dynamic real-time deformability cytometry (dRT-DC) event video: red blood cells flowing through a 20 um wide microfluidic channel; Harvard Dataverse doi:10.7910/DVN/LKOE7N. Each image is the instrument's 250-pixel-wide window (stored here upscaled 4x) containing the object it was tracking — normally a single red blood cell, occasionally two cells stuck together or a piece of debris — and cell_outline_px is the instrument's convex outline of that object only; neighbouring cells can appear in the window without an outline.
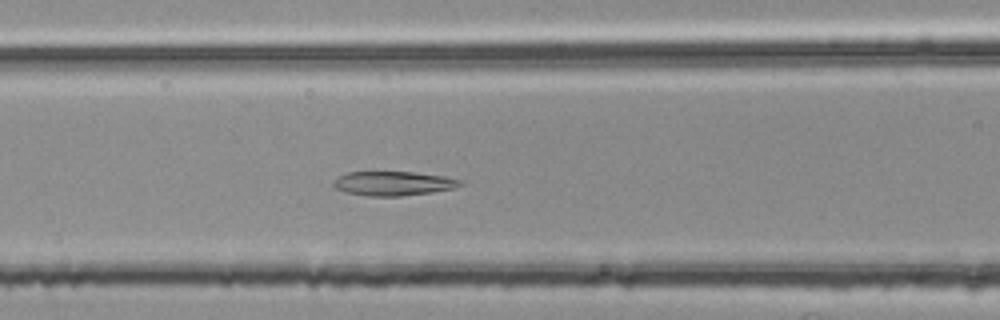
{"species": "common noctule bat (a hibernating species)", "species_latin": "Nyctalus noctula", "temperature_condition": "room temperature", "stored_images_in_passage": 49, "camera_frame_rate_fps": 3000, "um_per_image_px": 0.085, "animal": {"sex": "female", "body_mass_g": 25.1}, "frame": {"image": 1, "passage_image": 19, "time_ms": 6.0, "image_size_px": [1000, 320], "cell_outline_px": [[464, 184], [456, 188], [432, 192], [400, 196], [368, 196], [348, 192], [336, 188], [332, 184], [340, 176], [348, 172], [412, 172], [444, 176], [464, 180]], "centroid_in_image_um": [33.52, 15.59], "position_along_channel_um": 133.1, "area_um2": 17.8}}
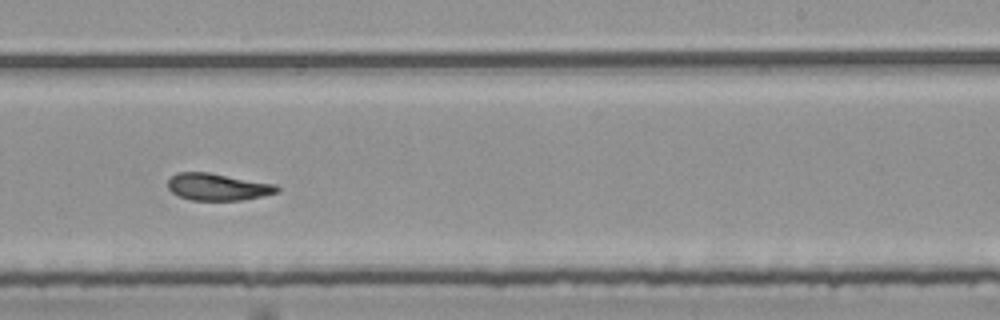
{"frame": {"image": 2, "passage_image": 30, "time_ms": 9.667, "image_size_px": [1000, 320], "cell_outline_px": [[280, 192], [264, 196], [240, 200], [192, 200], [180, 196], [172, 192], [168, 188], [168, 180], [176, 172], [208, 172], [276, 184], [280, 188]], "centroid_in_image_um": [18.54, 15.88], "position_along_channel_um": 270.5, "area_um2": 17.22}}
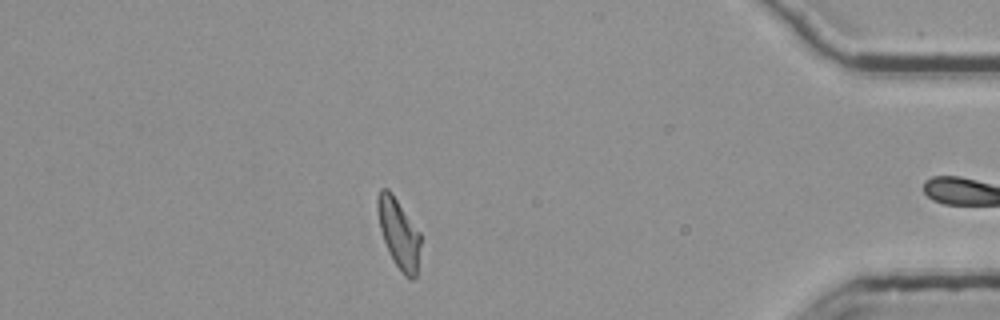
{"frame": {"image": 3, "passage_image": 44, "time_ms": 14.333, "image_size_px": [1000, 320], "cell_outline_px": [[420, 244], [416, 276], [412, 280], [408, 280], [404, 276], [392, 260], [384, 240], [380, 228], [376, 208], [376, 200], [380, 188], [388, 188], [392, 192], [420, 232]], "centroid_in_image_um": [33.88, 19.82], "position_along_channel_um": 401.3, "area_um2": 17.57}, "authors_computed_cell_mechanics": {"area_um2": 17.7446, "velocity_mm_per_s": 3.7645, "shape_relaxation_time_tau1_ms": null, "shape_relaxation_time_tau2_ms": 2.7575, "deformation_change_tau1": null, "deformation_change_tau2": 0.1136}}